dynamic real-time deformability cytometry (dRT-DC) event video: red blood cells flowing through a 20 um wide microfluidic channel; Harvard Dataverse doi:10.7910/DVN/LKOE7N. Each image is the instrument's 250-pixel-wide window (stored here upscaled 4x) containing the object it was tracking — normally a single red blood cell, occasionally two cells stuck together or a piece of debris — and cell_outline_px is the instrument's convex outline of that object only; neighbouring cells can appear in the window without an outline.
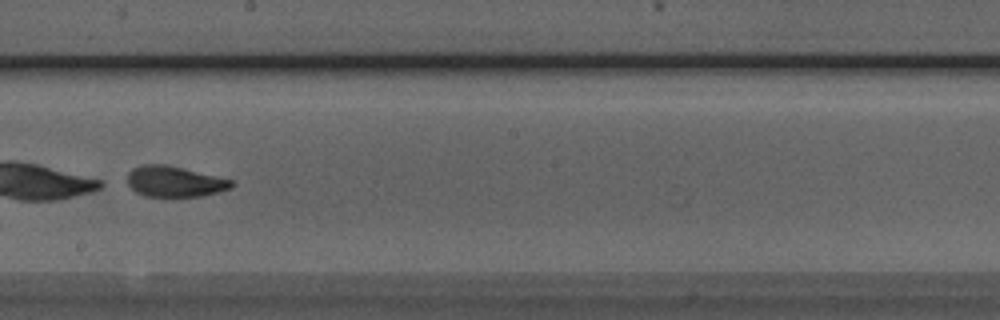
{"species": "Egyptian fruit bat (a non-hibernating species)", "species_latin": "Rousettus aegyptiacus", "temperature_condition": "room temperature", "stored_images_in_passage": 48, "camera_frame_rate_fps": 3000, "um_per_image_px": 0.085, "animal": {"sex": "male"}, "frame": {"image": 1, "passage_image": 27, "time_ms": 8.667, "image_size_px": [1000, 320], "cell_outline_px": [[236, 184], [232, 188], [200, 196], [144, 196], [136, 192], [128, 184], [128, 172], [132, 168], [140, 164], [168, 164], [236, 180]], "centroid_in_image_um": [14.88, 15.4], "position_along_channel_um": 233.3, "area_um2": 18.96}}
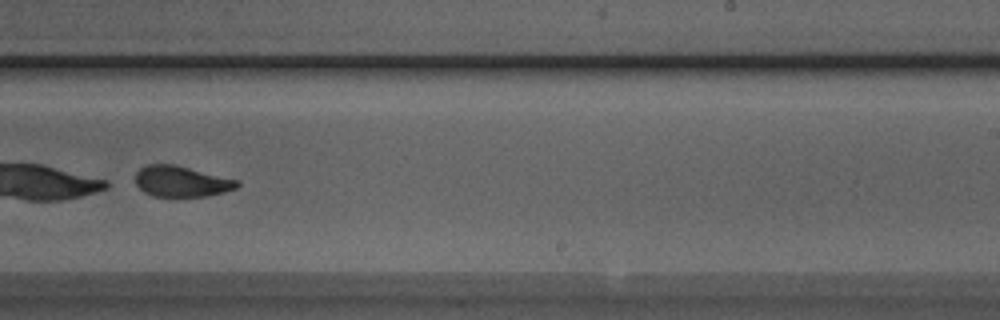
{"frame": {"image": 2, "passage_image": 30, "time_ms": 9.667, "image_size_px": [1000, 320], "cell_outline_px": [[240, 184], [236, 188], [224, 192], [204, 196], [152, 196], [144, 192], [136, 184], [136, 172], [140, 168], [148, 164], [176, 164], [240, 180]], "centroid_in_image_um": [15.44, 15.4], "position_along_channel_um": 273.6, "area_um2": 18.38}}
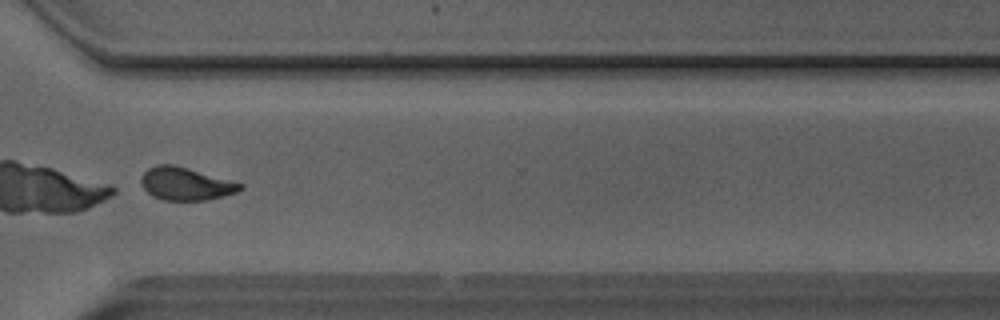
{"frame": {"image": 3, "passage_image": 36, "time_ms": 11.667, "image_size_px": [1000, 320], "cell_outline_px": [[244, 188], [236, 192], [224, 196], [208, 200], [164, 200], [152, 196], [140, 184], [140, 176], [148, 168], [156, 164], [176, 164], [244, 184]], "centroid_in_image_um": [15.77, 15.61], "position_along_channel_um": 354.8, "area_um2": 19.19}}